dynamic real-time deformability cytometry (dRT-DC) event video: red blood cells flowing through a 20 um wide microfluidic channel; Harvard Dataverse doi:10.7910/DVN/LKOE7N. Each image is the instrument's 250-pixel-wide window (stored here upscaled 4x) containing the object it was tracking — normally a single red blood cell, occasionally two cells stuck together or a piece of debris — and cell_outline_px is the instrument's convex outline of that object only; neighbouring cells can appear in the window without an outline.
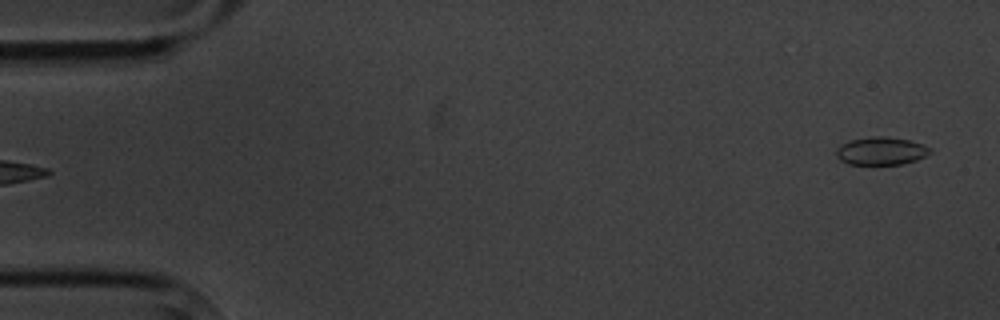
{"species": "common noctule bat (a hibernating species)", "species_latin": "Nyctalus noctula", "temperature_condition": "cold", "stored_images_in_passage": 4, "camera_frame_rate_fps": 3000, "um_per_image_px": 0.085, "animal": {"sex": "male", "body_mass_g": 20.1, "forearm_length_mm": 53.5}, "frame": {"image": 1, "passage_image": 4, "time_ms": 4.333, "image_size_px": [1000, 320], "cell_outline_px": [[932, 152], [916, 160], [900, 164], [848, 164], [840, 160], [836, 156], [836, 148], [840, 144], [852, 140], [872, 136], [888, 136], [908, 140], [932, 148]], "centroid_in_image_um": [74.87, 12.83], "position_along_channel_um": 10.1, "area_um2": 15.2}}